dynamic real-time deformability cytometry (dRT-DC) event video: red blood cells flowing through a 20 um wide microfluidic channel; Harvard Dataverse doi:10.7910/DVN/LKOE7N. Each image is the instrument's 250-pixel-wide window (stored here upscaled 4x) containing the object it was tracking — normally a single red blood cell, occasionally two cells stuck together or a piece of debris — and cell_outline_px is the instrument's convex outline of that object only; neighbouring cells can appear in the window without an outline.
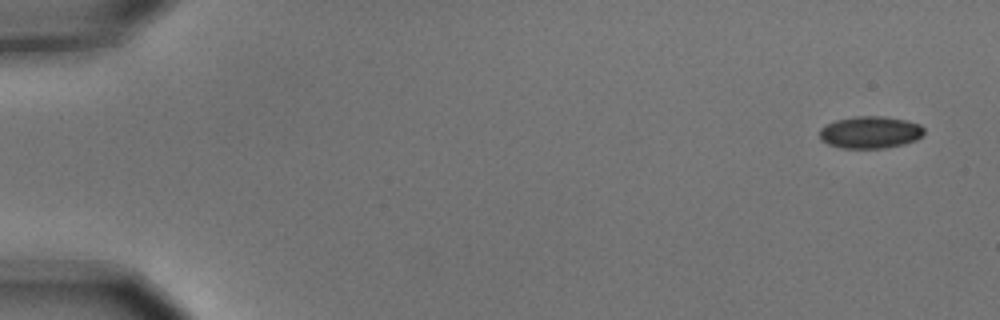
{"species": "common noctule bat (a hibernating species)", "species_latin": "Nyctalus noctula", "temperature_condition": "cold", "stored_images_in_passage": 4, "camera_frame_rate_fps": 3000, "um_per_image_px": 0.085, "animal": {"sex": "male", "body_mass_g": 15.6}, "frame": {"image": 1, "passage_image": 1, "time_ms": 0.0, "image_size_px": [1000, 320], "cell_outline_px": [[924, 132], [916, 140], [904, 144], [884, 148], [840, 148], [828, 144], [820, 140], [820, 128], [836, 120], [856, 116], [884, 116], [904, 120], [920, 124], [924, 128]], "centroid_in_image_um": [73.96, 11.25], "position_along_channel_um": 11.0, "area_um2": 19.54}}